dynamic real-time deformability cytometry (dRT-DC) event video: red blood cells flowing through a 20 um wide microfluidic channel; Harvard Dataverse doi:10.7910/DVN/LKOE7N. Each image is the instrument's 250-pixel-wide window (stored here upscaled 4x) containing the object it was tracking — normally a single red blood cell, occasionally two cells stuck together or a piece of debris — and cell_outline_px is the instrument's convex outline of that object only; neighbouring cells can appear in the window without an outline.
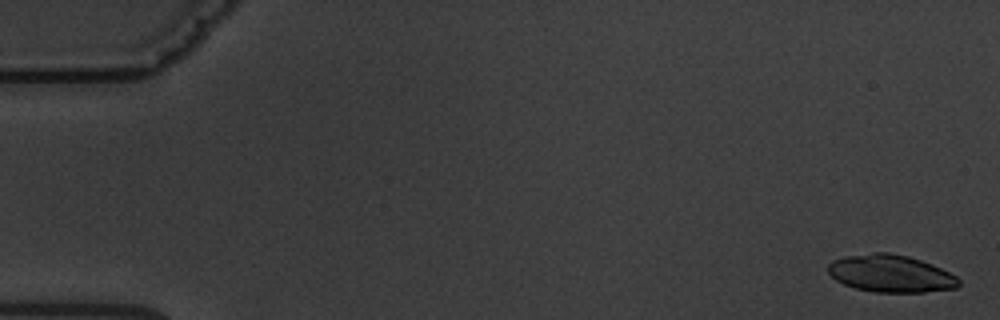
{"species": "common noctule bat (a hibernating species)", "species_latin": "Nyctalus noctula", "temperature_condition": "warm", "stored_images_in_passage": 5, "camera_frame_rate_fps": 3000, "um_per_image_px": 0.085, "animal": {"sex": "male", "body_mass_g": 19.5, "forearm_length_mm": 54.6}, "frame": {"image": 1, "passage_image": 1, "time_ms": 0.0, "image_size_px": [1000, 320], "cell_outline_px": [[960, 284], [956, 288], [924, 292], [876, 292], [856, 288], [844, 284], [836, 280], [828, 272], [828, 264], [832, 260], [848, 256], [872, 252], [888, 252], [908, 256], [932, 264], [956, 276], [960, 280]], "centroid_in_image_um": [75.71, 23.25], "position_along_channel_um": 9.3, "area_um2": 28.32}}